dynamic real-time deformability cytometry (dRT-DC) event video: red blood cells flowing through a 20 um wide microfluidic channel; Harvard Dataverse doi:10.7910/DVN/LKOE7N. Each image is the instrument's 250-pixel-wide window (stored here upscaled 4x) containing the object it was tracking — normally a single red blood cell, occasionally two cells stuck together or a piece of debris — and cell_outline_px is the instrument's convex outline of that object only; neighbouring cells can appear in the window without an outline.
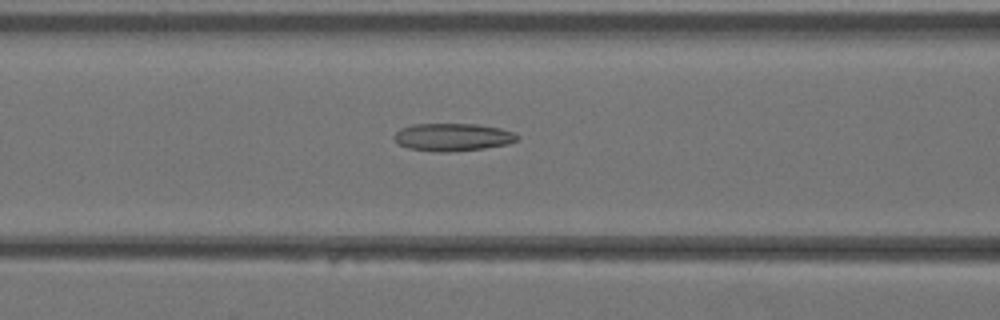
{"species": "Egyptian fruit bat (a non-hibernating species)", "species_latin": "Rousettus aegyptiacus", "temperature_condition": "warm", "stored_images_in_passage": 23, "camera_frame_rate_fps": 3000, "um_per_image_px": 0.085, "animal": {"sex": "female"}, "frame": {"image": 1, "passage_image": 4, "time_ms": 1.0, "image_size_px": [1000, 320], "cell_outline_px": [[520, 136], [516, 140], [508, 144], [484, 148], [448, 152], [436, 152], [408, 148], [400, 144], [392, 136], [400, 128], [412, 124], [476, 124], [500, 128], [512, 132]], "centroid_in_image_um": [38.46, 11.65], "position_along_channel_um": 128.1, "area_um2": 19.83}}
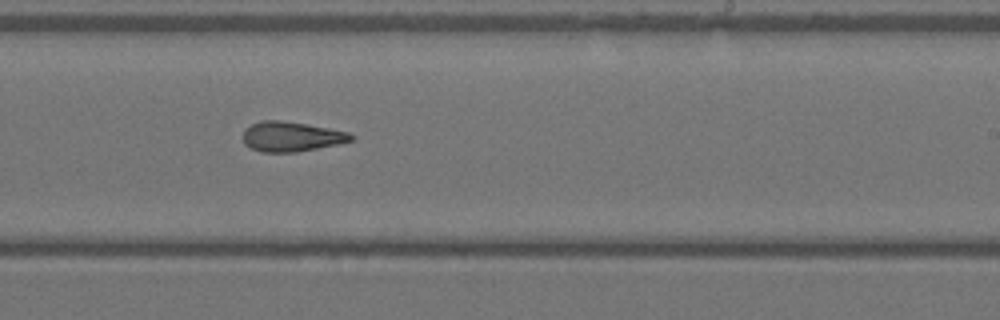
{"frame": {"image": 2, "passage_image": 12, "time_ms": 3.667, "image_size_px": [1000, 320], "cell_outline_px": [[352, 140], [340, 144], [296, 152], [260, 152], [244, 144], [244, 128], [260, 120], [280, 120], [328, 128], [348, 132], [352, 136]], "centroid_in_image_um": [24.73, 11.61], "position_along_channel_um": 264.3, "area_um2": 18.67}}
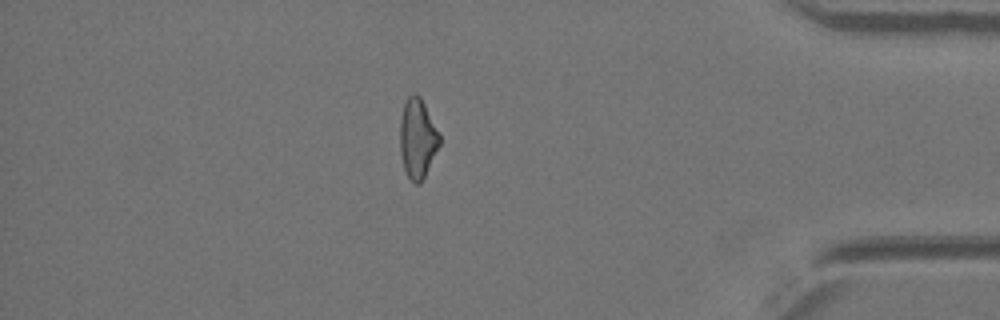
{"frame": {"image": 3, "passage_image": 22, "time_ms": 7.0, "image_size_px": [1000, 320], "cell_outline_px": [[440, 144], [420, 184], [416, 184], [408, 176], [404, 168], [400, 156], [400, 120], [404, 104], [408, 96], [412, 92], [416, 92], [420, 96], [440, 136]], "centroid_in_image_um": [35.47, 11.75], "position_along_channel_um": 399.7, "area_um2": 18.09}}